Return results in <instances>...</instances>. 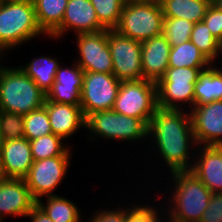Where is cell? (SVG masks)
<instances>
[{
	"label": "cell",
	"instance_id": "cell-41",
	"mask_svg": "<svg viewBox=\"0 0 222 222\" xmlns=\"http://www.w3.org/2000/svg\"><path fill=\"white\" fill-rule=\"evenodd\" d=\"M3 2H16V1H33V0H0Z\"/></svg>",
	"mask_w": 222,
	"mask_h": 222
},
{
	"label": "cell",
	"instance_id": "cell-39",
	"mask_svg": "<svg viewBox=\"0 0 222 222\" xmlns=\"http://www.w3.org/2000/svg\"><path fill=\"white\" fill-rule=\"evenodd\" d=\"M214 5L217 6L222 11V0H217Z\"/></svg>",
	"mask_w": 222,
	"mask_h": 222
},
{
	"label": "cell",
	"instance_id": "cell-29",
	"mask_svg": "<svg viewBox=\"0 0 222 222\" xmlns=\"http://www.w3.org/2000/svg\"><path fill=\"white\" fill-rule=\"evenodd\" d=\"M100 24L107 30H114L121 17L126 0H90Z\"/></svg>",
	"mask_w": 222,
	"mask_h": 222
},
{
	"label": "cell",
	"instance_id": "cell-7",
	"mask_svg": "<svg viewBox=\"0 0 222 222\" xmlns=\"http://www.w3.org/2000/svg\"><path fill=\"white\" fill-rule=\"evenodd\" d=\"M93 134L115 140L135 141L148 136V124L141 119L104 110L86 117L85 129Z\"/></svg>",
	"mask_w": 222,
	"mask_h": 222
},
{
	"label": "cell",
	"instance_id": "cell-4",
	"mask_svg": "<svg viewBox=\"0 0 222 222\" xmlns=\"http://www.w3.org/2000/svg\"><path fill=\"white\" fill-rule=\"evenodd\" d=\"M33 1H0V45L8 50L42 35Z\"/></svg>",
	"mask_w": 222,
	"mask_h": 222
},
{
	"label": "cell",
	"instance_id": "cell-42",
	"mask_svg": "<svg viewBox=\"0 0 222 222\" xmlns=\"http://www.w3.org/2000/svg\"><path fill=\"white\" fill-rule=\"evenodd\" d=\"M3 138H2V134H1V131H0V152H1V148L3 146Z\"/></svg>",
	"mask_w": 222,
	"mask_h": 222
},
{
	"label": "cell",
	"instance_id": "cell-37",
	"mask_svg": "<svg viewBox=\"0 0 222 222\" xmlns=\"http://www.w3.org/2000/svg\"><path fill=\"white\" fill-rule=\"evenodd\" d=\"M27 216L31 218V222H54L38 205L30 210Z\"/></svg>",
	"mask_w": 222,
	"mask_h": 222
},
{
	"label": "cell",
	"instance_id": "cell-6",
	"mask_svg": "<svg viewBox=\"0 0 222 222\" xmlns=\"http://www.w3.org/2000/svg\"><path fill=\"white\" fill-rule=\"evenodd\" d=\"M157 108L156 83L145 79L121 81L114 111L149 124Z\"/></svg>",
	"mask_w": 222,
	"mask_h": 222
},
{
	"label": "cell",
	"instance_id": "cell-5",
	"mask_svg": "<svg viewBox=\"0 0 222 222\" xmlns=\"http://www.w3.org/2000/svg\"><path fill=\"white\" fill-rule=\"evenodd\" d=\"M163 20L160 5L126 1L120 21L114 30L142 42L162 34Z\"/></svg>",
	"mask_w": 222,
	"mask_h": 222
},
{
	"label": "cell",
	"instance_id": "cell-44",
	"mask_svg": "<svg viewBox=\"0 0 222 222\" xmlns=\"http://www.w3.org/2000/svg\"><path fill=\"white\" fill-rule=\"evenodd\" d=\"M203 1H206L208 2L210 5H213L216 3L217 0H203Z\"/></svg>",
	"mask_w": 222,
	"mask_h": 222
},
{
	"label": "cell",
	"instance_id": "cell-23",
	"mask_svg": "<svg viewBox=\"0 0 222 222\" xmlns=\"http://www.w3.org/2000/svg\"><path fill=\"white\" fill-rule=\"evenodd\" d=\"M39 27L50 36L60 25L68 0H33Z\"/></svg>",
	"mask_w": 222,
	"mask_h": 222
},
{
	"label": "cell",
	"instance_id": "cell-30",
	"mask_svg": "<svg viewBox=\"0 0 222 222\" xmlns=\"http://www.w3.org/2000/svg\"><path fill=\"white\" fill-rule=\"evenodd\" d=\"M23 122L24 138H27L29 141L52 134L49 116L44 105L23 115Z\"/></svg>",
	"mask_w": 222,
	"mask_h": 222
},
{
	"label": "cell",
	"instance_id": "cell-21",
	"mask_svg": "<svg viewBox=\"0 0 222 222\" xmlns=\"http://www.w3.org/2000/svg\"><path fill=\"white\" fill-rule=\"evenodd\" d=\"M222 100V69L207 67L194 85V106Z\"/></svg>",
	"mask_w": 222,
	"mask_h": 222
},
{
	"label": "cell",
	"instance_id": "cell-1",
	"mask_svg": "<svg viewBox=\"0 0 222 222\" xmlns=\"http://www.w3.org/2000/svg\"><path fill=\"white\" fill-rule=\"evenodd\" d=\"M181 111L158 107L148 124V135L154 138L158 152L171 173L191 170L193 164L188 160L191 155L189 147L197 145L190 113Z\"/></svg>",
	"mask_w": 222,
	"mask_h": 222
},
{
	"label": "cell",
	"instance_id": "cell-35",
	"mask_svg": "<svg viewBox=\"0 0 222 222\" xmlns=\"http://www.w3.org/2000/svg\"><path fill=\"white\" fill-rule=\"evenodd\" d=\"M199 222H222V193H212Z\"/></svg>",
	"mask_w": 222,
	"mask_h": 222
},
{
	"label": "cell",
	"instance_id": "cell-17",
	"mask_svg": "<svg viewBox=\"0 0 222 222\" xmlns=\"http://www.w3.org/2000/svg\"><path fill=\"white\" fill-rule=\"evenodd\" d=\"M143 79L157 83L169 67L171 45L161 34L141 42Z\"/></svg>",
	"mask_w": 222,
	"mask_h": 222
},
{
	"label": "cell",
	"instance_id": "cell-8",
	"mask_svg": "<svg viewBox=\"0 0 222 222\" xmlns=\"http://www.w3.org/2000/svg\"><path fill=\"white\" fill-rule=\"evenodd\" d=\"M207 68L168 67L156 83L157 105L164 109H182L178 102L192 104L194 107V85L202 70Z\"/></svg>",
	"mask_w": 222,
	"mask_h": 222
},
{
	"label": "cell",
	"instance_id": "cell-28",
	"mask_svg": "<svg viewBox=\"0 0 222 222\" xmlns=\"http://www.w3.org/2000/svg\"><path fill=\"white\" fill-rule=\"evenodd\" d=\"M190 41L211 63L214 61L216 56H219L218 53H222V44L211 33L204 21L194 24Z\"/></svg>",
	"mask_w": 222,
	"mask_h": 222
},
{
	"label": "cell",
	"instance_id": "cell-9",
	"mask_svg": "<svg viewBox=\"0 0 222 222\" xmlns=\"http://www.w3.org/2000/svg\"><path fill=\"white\" fill-rule=\"evenodd\" d=\"M120 83L113 73L84 72L80 106L85 118L93 112L112 110Z\"/></svg>",
	"mask_w": 222,
	"mask_h": 222
},
{
	"label": "cell",
	"instance_id": "cell-14",
	"mask_svg": "<svg viewBox=\"0 0 222 222\" xmlns=\"http://www.w3.org/2000/svg\"><path fill=\"white\" fill-rule=\"evenodd\" d=\"M72 29L76 34L105 30L90 0H68L61 25L50 36L59 38Z\"/></svg>",
	"mask_w": 222,
	"mask_h": 222
},
{
	"label": "cell",
	"instance_id": "cell-33",
	"mask_svg": "<svg viewBox=\"0 0 222 222\" xmlns=\"http://www.w3.org/2000/svg\"><path fill=\"white\" fill-rule=\"evenodd\" d=\"M134 208H127L125 214L124 222H161L162 219L159 218L157 211L153 210L152 207L148 205H138ZM163 222V221H162Z\"/></svg>",
	"mask_w": 222,
	"mask_h": 222
},
{
	"label": "cell",
	"instance_id": "cell-36",
	"mask_svg": "<svg viewBox=\"0 0 222 222\" xmlns=\"http://www.w3.org/2000/svg\"><path fill=\"white\" fill-rule=\"evenodd\" d=\"M117 210V211H116ZM88 222H124L126 209H113V210H103L101 212L95 213Z\"/></svg>",
	"mask_w": 222,
	"mask_h": 222
},
{
	"label": "cell",
	"instance_id": "cell-22",
	"mask_svg": "<svg viewBox=\"0 0 222 222\" xmlns=\"http://www.w3.org/2000/svg\"><path fill=\"white\" fill-rule=\"evenodd\" d=\"M210 4L203 0H162L164 18H183L192 23L203 21Z\"/></svg>",
	"mask_w": 222,
	"mask_h": 222
},
{
	"label": "cell",
	"instance_id": "cell-27",
	"mask_svg": "<svg viewBox=\"0 0 222 222\" xmlns=\"http://www.w3.org/2000/svg\"><path fill=\"white\" fill-rule=\"evenodd\" d=\"M61 137L52 134L30 140L33 161H39L55 156H69L70 148L63 146Z\"/></svg>",
	"mask_w": 222,
	"mask_h": 222
},
{
	"label": "cell",
	"instance_id": "cell-2",
	"mask_svg": "<svg viewBox=\"0 0 222 222\" xmlns=\"http://www.w3.org/2000/svg\"><path fill=\"white\" fill-rule=\"evenodd\" d=\"M172 175L176 184L171 196L174 206L170 207L167 221L199 222L212 192L191 171H175Z\"/></svg>",
	"mask_w": 222,
	"mask_h": 222
},
{
	"label": "cell",
	"instance_id": "cell-26",
	"mask_svg": "<svg viewBox=\"0 0 222 222\" xmlns=\"http://www.w3.org/2000/svg\"><path fill=\"white\" fill-rule=\"evenodd\" d=\"M47 203L41 200L37 201V205L44 211L48 217L54 222H79L80 210L72 201L64 197L52 195L46 196Z\"/></svg>",
	"mask_w": 222,
	"mask_h": 222
},
{
	"label": "cell",
	"instance_id": "cell-31",
	"mask_svg": "<svg viewBox=\"0 0 222 222\" xmlns=\"http://www.w3.org/2000/svg\"><path fill=\"white\" fill-rule=\"evenodd\" d=\"M194 23L183 18H164L162 35L171 46H179L190 40Z\"/></svg>",
	"mask_w": 222,
	"mask_h": 222
},
{
	"label": "cell",
	"instance_id": "cell-24",
	"mask_svg": "<svg viewBox=\"0 0 222 222\" xmlns=\"http://www.w3.org/2000/svg\"><path fill=\"white\" fill-rule=\"evenodd\" d=\"M59 67V62L54 58L41 56L20 68H22L42 92L47 95L53 87L56 72Z\"/></svg>",
	"mask_w": 222,
	"mask_h": 222
},
{
	"label": "cell",
	"instance_id": "cell-38",
	"mask_svg": "<svg viewBox=\"0 0 222 222\" xmlns=\"http://www.w3.org/2000/svg\"><path fill=\"white\" fill-rule=\"evenodd\" d=\"M126 1H131L135 3H153V4H158L162 2V0H126Z\"/></svg>",
	"mask_w": 222,
	"mask_h": 222
},
{
	"label": "cell",
	"instance_id": "cell-19",
	"mask_svg": "<svg viewBox=\"0 0 222 222\" xmlns=\"http://www.w3.org/2000/svg\"><path fill=\"white\" fill-rule=\"evenodd\" d=\"M52 133L65 139L80 127H85L86 118L80 105L51 102L45 99Z\"/></svg>",
	"mask_w": 222,
	"mask_h": 222
},
{
	"label": "cell",
	"instance_id": "cell-13",
	"mask_svg": "<svg viewBox=\"0 0 222 222\" xmlns=\"http://www.w3.org/2000/svg\"><path fill=\"white\" fill-rule=\"evenodd\" d=\"M189 112L197 145L222 146V100L195 105Z\"/></svg>",
	"mask_w": 222,
	"mask_h": 222
},
{
	"label": "cell",
	"instance_id": "cell-40",
	"mask_svg": "<svg viewBox=\"0 0 222 222\" xmlns=\"http://www.w3.org/2000/svg\"><path fill=\"white\" fill-rule=\"evenodd\" d=\"M5 179L4 175H3V172H2V168H1V165H0V183Z\"/></svg>",
	"mask_w": 222,
	"mask_h": 222
},
{
	"label": "cell",
	"instance_id": "cell-20",
	"mask_svg": "<svg viewBox=\"0 0 222 222\" xmlns=\"http://www.w3.org/2000/svg\"><path fill=\"white\" fill-rule=\"evenodd\" d=\"M201 151L190 171L212 193H222V146H203Z\"/></svg>",
	"mask_w": 222,
	"mask_h": 222
},
{
	"label": "cell",
	"instance_id": "cell-15",
	"mask_svg": "<svg viewBox=\"0 0 222 222\" xmlns=\"http://www.w3.org/2000/svg\"><path fill=\"white\" fill-rule=\"evenodd\" d=\"M37 205L24 179L5 178L0 183V220L4 214L27 216Z\"/></svg>",
	"mask_w": 222,
	"mask_h": 222
},
{
	"label": "cell",
	"instance_id": "cell-3",
	"mask_svg": "<svg viewBox=\"0 0 222 222\" xmlns=\"http://www.w3.org/2000/svg\"><path fill=\"white\" fill-rule=\"evenodd\" d=\"M45 99V93L22 68H3L0 79V110L25 115L42 107Z\"/></svg>",
	"mask_w": 222,
	"mask_h": 222
},
{
	"label": "cell",
	"instance_id": "cell-12",
	"mask_svg": "<svg viewBox=\"0 0 222 222\" xmlns=\"http://www.w3.org/2000/svg\"><path fill=\"white\" fill-rule=\"evenodd\" d=\"M77 45L80 53L77 64L84 72L112 73L107 29L77 34Z\"/></svg>",
	"mask_w": 222,
	"mask_h": 222
},
{
	"label": "cell",
	"instance_id": "cell-25",
	"mask_svg": "<svg viewBox=\"0 0 222 222\" xmlns=\"http://www.w3.org/2000/svg\"><path fill=\"white\" fill-rule=\"evenodd\" d=\"M168 60L169 67L174 68H206L212 65L190 40L179 46H171Z\"/></svg>",
	"mask_w": 222,
	"mask_h": 222
},
{
	"label": "cell",
	"instance_id": "cell-18",
	"mask_svg": "<svg viewBox=\"0 0 222 222\" xmlns=\"http://www.w3.org/2000/svg\"><path fill=\"white\" fill-rule=\"evenodd\" d=\"M56 72L52 89L46 95L51 102L80 105L81 90L84 81V71L75 63L74 67L62 68Z\"/></svg>",
	"mask_w": 222,
	"mask_h": 222
},
{
	"label": "cell",
	"instance_id": "cell-11",
	"mask_svg": "<svg viewBox=\"0 0 222 222\" xmlns=\"http://www.w3.org/2000/svg\"><path fill=\"white\" fill-rule=\"evenodd\" d=\"M69 159L70 156H55L33 162L24 180L36 201L42 196L55 195L53 191L64 178Z\"/></svg>",
	"mask_w": 222,
	"mask_h": 222
},
{
	"label": "cell",
	"instance_id": "cell-34",
	"mask_svg": "<svg viewBox=\"0 0 222 222\" xmlns=\"http://www.w3.org/2000/svg\"><path fill=\"white\" fill-rule=\"evenodd\" d=\"M203 21L211 33L222 44V11L214 4L210 5Z\"/></svg>",
	"mask_w": 222,
	"mask_h": 222
},
{
	"label": "cell",
	"instance_id": "cell-10",
	"mask_svg": "<svg viewBox=\"0 0 222 222\" xmlns=\"http://www.w3.org/2000/svg\"><path fill=\"white\" fill-rule=\"evenodd\" d=\"M108 46L112 56V73L120 81L143 79L141 42L108 30Z\"/></svg>",
	"mask_w": 222,
	"mask_h": 222
},
{
	"label": "cell",
	"instance_id": "cell-32",
	"mask_svg": "<svg viewBox=\"0 0 222 222\" xmlns=\"http://www.w3.org/2000/svg\"><path fill=\"white\" fill-rule=\"evenodd\" d=\"M0 131L3 140L24 138L23 115L0 110Z\"/></svg>",
	"mask_w": 222,
	"mask_h": 222
},
{
	"label": "cell",
	"instance_id": "cell-16",
	"mask_svg": "<svg viewBox=\"0 0 222 222\" xmlns=\"http://www.w3.org/2000/svg\"><path fill=\"white\" fill-rule=\"evenodd\" d=\"M33 162L31 145L27 138L3 141L0 165L5 178L24 179Z\"/></svg>",
	"mask_w": 222,
	"mask_h": 222
},
{
	"label": "cell",
	"instance_id": "cell-43",
	"mask_svg": "<svg viewBox=\"0 0 222 222\" xmlns=\"http://www.w3.org/2000/svg\"><path fill=\"white\" fill-rule=\"evenodd\" d=\"M4 50H5V49L0 45V56L2 55V53H3ZM0 59H1V58H0ZM3 68H4V66H3V67L0 66V70H3Z\"/></svg>",
	"mask_w": 222,
	"mask_h": 222
}]
</instances>
